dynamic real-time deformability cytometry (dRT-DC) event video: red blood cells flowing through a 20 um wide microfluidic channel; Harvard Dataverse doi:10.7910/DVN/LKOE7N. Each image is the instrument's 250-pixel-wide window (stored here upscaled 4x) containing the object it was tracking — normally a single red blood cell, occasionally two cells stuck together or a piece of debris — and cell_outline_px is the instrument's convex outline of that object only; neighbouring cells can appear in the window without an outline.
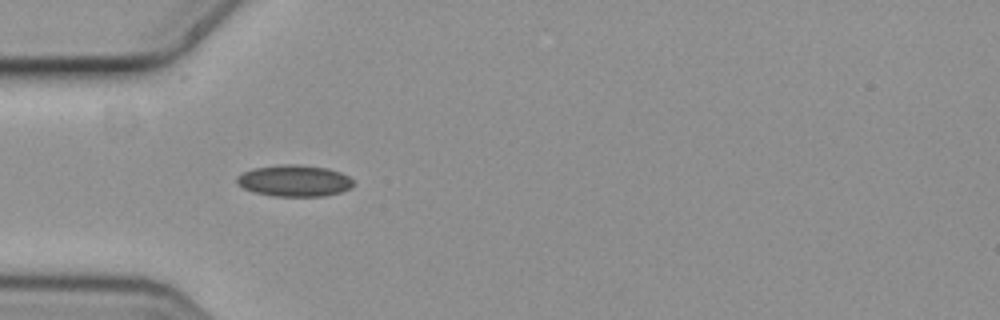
{"species": "common noctule bat (a hibernating species)", "species_latin": "Nyctalus noctula", "temperature_condition": "cold", "stored_images_in_passage": 6, "camera_frame_rate_fps": 3000, "um_per_image_px": 0.085, "animal": {"sex": "female", "body_mass_g": 19.3, "forearm_length_mm": 54.1}, "frame": {"image": 1, "passage_image": 5, "time_ms": 1.333, "image_size_px": [1000, 320], "cell_outline_px": [[352, 188], [340, 192], [324, 196], [272, 196], [256, 192], [244, 188], [236, 184], [236, 176], [252, 168], [284, 164], [296, 164], [328, 168], [340, 172], [348, 176], [352, 180]], "centroid_in_image_um": [25.0, 15.36], "position_along_channel_um": 60.0, "area_um2": 21.39}}
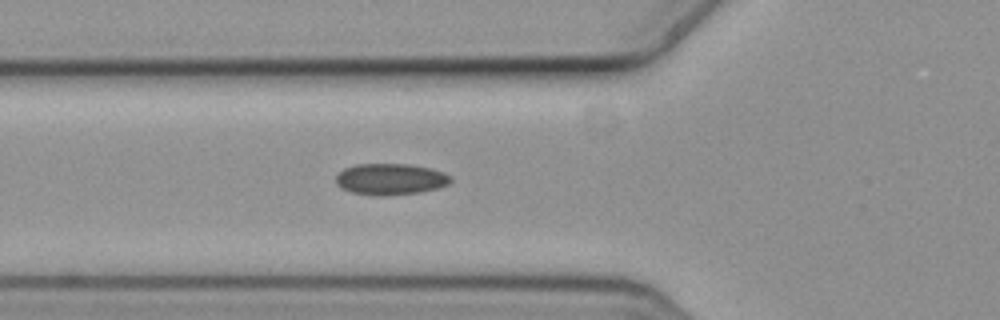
{"frame": {"image": 2, "passage_image": 6, "time_ms": 1.667, "image_size_px": [1000, 320], "cell_outline_px": [[452, 180], [448, 184], [436, 188], [420, 192], [384, 196], [376, 196], [352, 192], [340, 188], [336, 184], [336, 176], [344, 168], [356, 164], [408, 164], [432, 168], [444, 172], [452, 176]], "centroid_in_image_um": [33.19, 15.23], "position_along_channel_um": 92.6, "area_um2": 21.1}}